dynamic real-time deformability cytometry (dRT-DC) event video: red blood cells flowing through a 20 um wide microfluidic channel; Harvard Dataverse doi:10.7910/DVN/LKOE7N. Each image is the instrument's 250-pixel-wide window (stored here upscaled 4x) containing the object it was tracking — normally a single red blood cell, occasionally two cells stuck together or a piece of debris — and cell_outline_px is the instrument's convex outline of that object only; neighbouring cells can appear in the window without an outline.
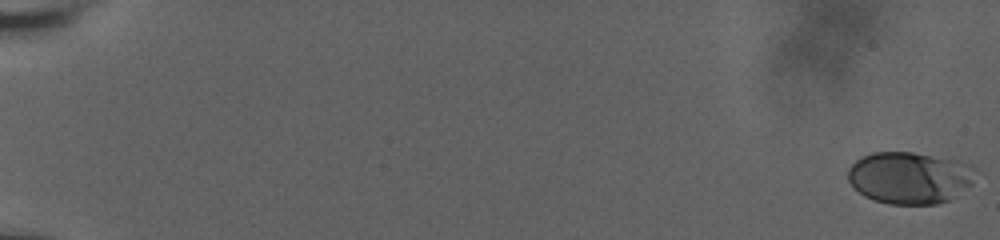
{"species": "human", "species_latin": "Homo sapiens", "temperature_condition": "room temperature", "stored_images_in_passage": 61, "camera_frame_rate_fps": 3000, "um_per_image_px": 0.085, "donor": {"sex": "male"}, "frame": {"image": 1, "passage_image": 1, "time_ms": 0.0, "image_size_px": [1000, 240], "cell_outline_px": [[972, 184], [948, 200], [936, 204], [888, 204], [864, 196], [848, 180], [848, 168], [856, 160], [872, 152], [912, 152], [972, 164]], "centroid_in_image_um": [77.28, 15.11], "position_along_channel_um": 7.7, "area_um2": 38.03}}
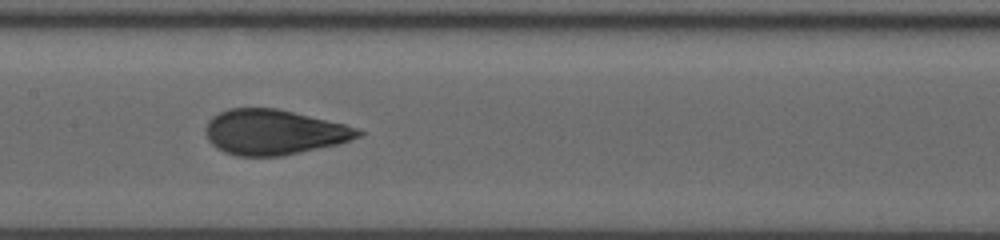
{"frame": {"image": 2, "passage_image": 34, "time_ms": 11.0, "image_size_px": [1000, 240], "cell_outline_px": [[364, 132], [360, 136], [340, 144], [280, 156], [236, 156], [224, 152], [216, 148], [208, 140], [204, 132], [204, 128], [208, 120], [212, 116], [228, 108], [276, 108], [344, 124], [356, 128]], "centroid_in_image_um": [23.23, 11.24], "position_along_channel_um": 184.2, "area_um2": 40.17}}
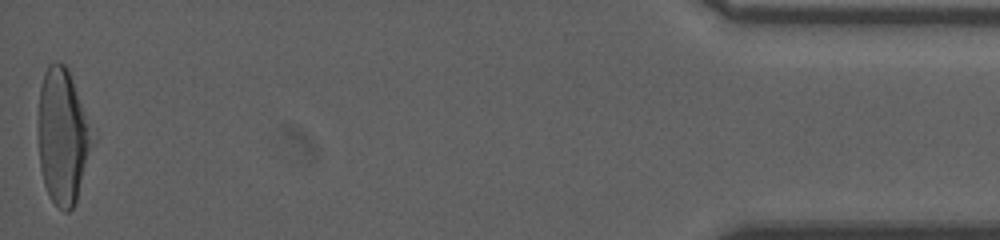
{"frame": {"image": 3, "passage_image": 61, "time_ms": 20.0, "image_size_px": [1000, 240], "cell_outline_px": [[96, 136], [76, 200], [72, 208], [68, 212], [64, 212], [48, 196], [44, 184], [40, 168], [36, 120], [40, 88], [44, 72], [48, 64], [56, 60], [64, 64], [68, 68]], "centroid_in_image_um": [5.32, 11.55], "position_along_channel_um": 429.9, "area_um2": 43.7}, "authors_computed_cell_mechanics": {"area_um2": 39.3618, "velocity_mm_per_s": 3.6558, "shape_relaxation_time_tau1_ms": 5.42, "shape_relaxation_time_tau2_ms": 0.7505, "deformation_change_tau1": 0.1866, "deformation_change_tau2": 0.0654}}